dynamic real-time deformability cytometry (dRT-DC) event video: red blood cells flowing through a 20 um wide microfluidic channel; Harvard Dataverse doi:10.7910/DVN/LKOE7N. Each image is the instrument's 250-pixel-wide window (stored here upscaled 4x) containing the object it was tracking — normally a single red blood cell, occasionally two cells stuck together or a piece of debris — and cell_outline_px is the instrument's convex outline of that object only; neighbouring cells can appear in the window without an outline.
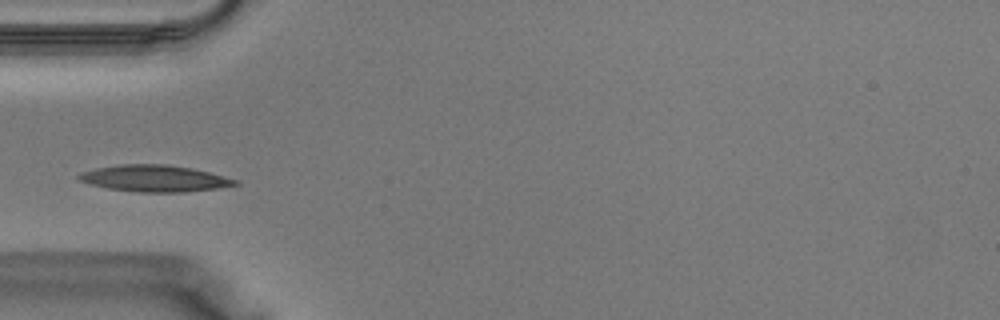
{"species": "Egyptian fruit bat (a non-hibernating species)", "species_latin": "Rousettus aegyptiacus", "temperature_condition": "warm", "stored_images_in_passage": 28, "camera_frame_rate_fps": 3000, "um_per_image_px": 0.085, "animal": {"sex": "male"}, "frame": {"image": 1, "passage_image": 1, "time_ms": 0.0, "image_size_px": [1000, 320], "cell_outline_px": [[240, 184], [220, 188], [184, 192], [140, 192], [108, 188], [92, 184], [80, 180], [76, 176], [80, 172], [96, 168], [120, 164], [168, 164], [192, 168], [240, 180]], "centroid_in_image_um": [13.18, 15.16], "position_along_channel_um": 71.8, "area_um2": 24.22}}
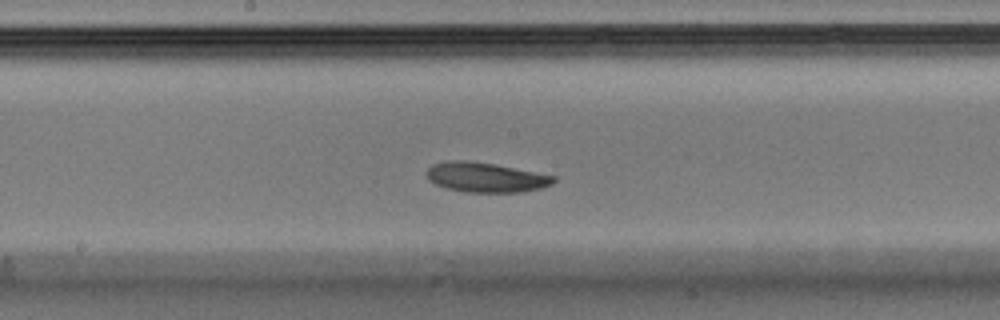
{"frame": {"image": 2, "passage_image": 9, "time_ms": 2.667, "image_size_px": [1000, 320], "cell_outline_px": [[556, 180], [552, 184], [540, 188], [524, 192], [464, 192], [444, 188], [428, 180], [428, 168], [432, 164], [448, 160], [468, 160], [496, 164], [556, 176]], "centroid_in_image_um": [41.29, 15.07], "position_along_channel_um": 206.9, "area_um2": 22.2}}
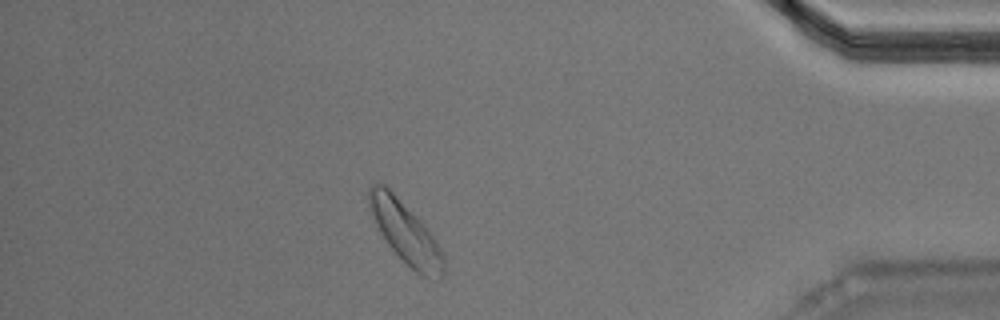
{"frame": {"image": 3, "passage_image": 23, "time_ms": 7.333, "image_size_px": [1000, 320], "cell_outline_px": [[444, 272], [436, 280], [428, 280], [420, 276], [388, 244], [380, 232], [376, 224], [368, 204], [368, 188], [372, 184], [384, 184], [392, 192], [432, 236], [440, 248], [444, 260]], "centroid_in_image_um": [34.45, 19.82], "position_along_channel_um": 400.7, "area_um2": 25.66}}